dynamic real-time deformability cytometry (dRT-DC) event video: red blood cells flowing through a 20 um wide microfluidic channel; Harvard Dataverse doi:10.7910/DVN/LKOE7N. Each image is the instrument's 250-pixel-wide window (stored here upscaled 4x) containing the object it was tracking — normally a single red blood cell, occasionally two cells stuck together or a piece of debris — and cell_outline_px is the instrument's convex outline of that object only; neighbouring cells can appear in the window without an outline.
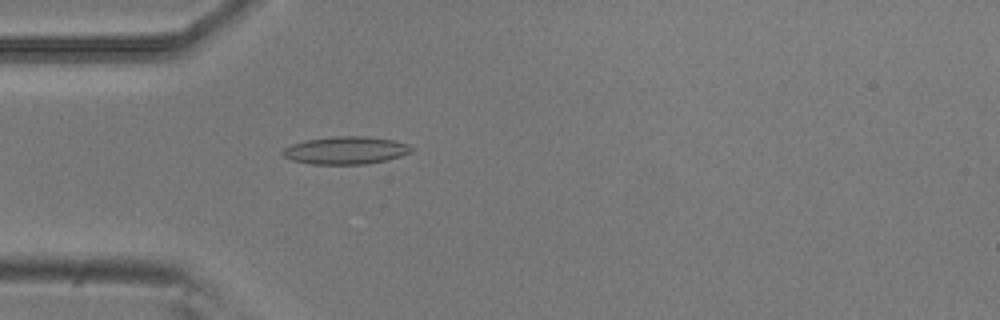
{"species": "common noctule bat (a hibernating species)", "species_latin": "Nyctalus noctula", "temperature_condition": "room temperature", "stored_images_in_passage": 53, "camera_frame_rate_fps": 3000, "um_per_image_px": 0.085, "animal": {"sex": "male", "body_mass_g": 20.5, "forearm_length_mm": 52.5}, "frame": {"image": 1, "passage_image": 15, "time_ms": 4.667, "image_size_px": [1000, 320], "cell_outline_px": [[412, 152], [388, 160], [364, 164], [312, 164], [292, 160], [284, 156], [280, 152], [284, 148], [292, 144], [304, 140], [332, 136], [368, 136], [392, 140], [408, 144], [412, 148]], "centroid_in_image_um": [29.37, 12.77], "position_along_channel_um": 55.6, "area_um2": 20.81}}
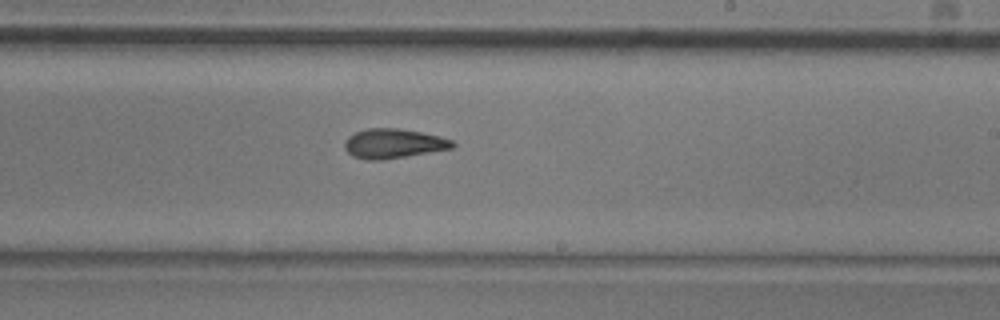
{"frame": {"image": 2, "passage_image": 31, "time_ms": 10.0, "image_size_px": [1000, 320], "cell_outline_px": [[456, 144], [452, 148], [380, 160], [364, 160], [352, 156], [344, 148], [344, 144], [348, 136], [356, 132], [368, 128], [400, 128], [440, 136], [452, 140]], "centroid_in_image_um": [33.41, 12.19], "position_along_channel_um": 255.6, "area_um2": 18.44}}
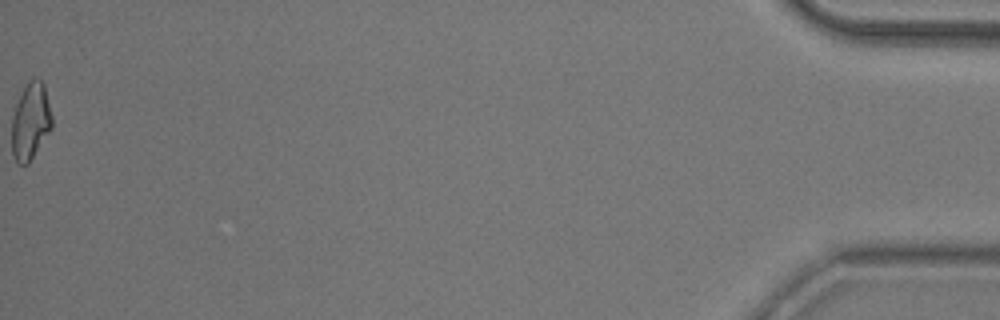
{"frame": {"image": 3, "passage_image": 53, "time_ms": 17.333, "image_size_px": [1000, 320], "cell_outline_px": [[52, 128], [28, 164], [20, 164], [16, 160], [12, 152], [12, 116], [16, 104], [24, 88], [32, 80], [40, 80], [44, 84], [52, 116]], "centroid_in_image_um": [2.6, 10.35], "position_along_channel_um": 432.6, "area_um2": 17.63}, "authors_computed_cell_mechanics": {"area_um2": 18.5538, "velocity_mm_per_s": 3.8133, "shape_relaxation_time_tau1_ms": 6.2753, "shape_relaxation_time_tau2_ms": 2.57, "deformation_change_tau1": 0.1766, "deformation_change_tau2": 0.096}}